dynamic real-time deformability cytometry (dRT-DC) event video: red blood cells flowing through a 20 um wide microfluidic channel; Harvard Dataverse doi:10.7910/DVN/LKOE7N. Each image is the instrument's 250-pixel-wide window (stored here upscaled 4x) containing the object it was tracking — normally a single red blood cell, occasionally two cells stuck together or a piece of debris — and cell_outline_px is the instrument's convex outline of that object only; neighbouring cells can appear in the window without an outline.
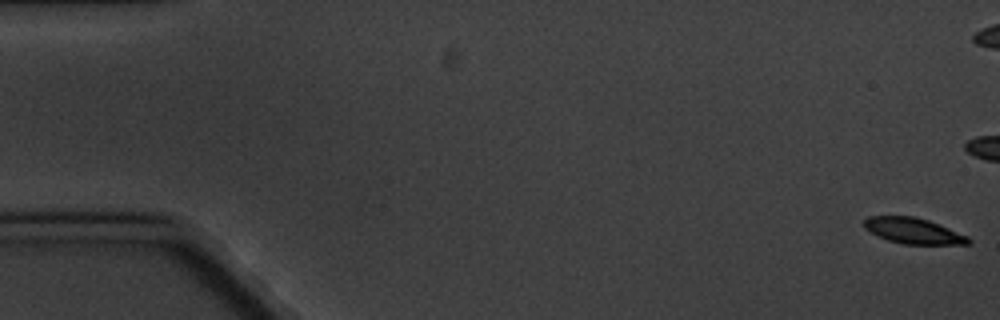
{"species": "common noctule bat (a hibernating species)", "species_latin": "Nyctalus noctula", "temperature_condition": "cold", "stored_images_in_passage": 6, "camera_frame_rate_fps": 3000, "um_per_image_px": 0.085, "animal": {"sex": "male", "body_mass_g": 20.1, "forearm_length_mm": 53.5}, "frame": {"image": 1, "passage_image": 1, "time_ms": 0.0, "image_size_px": [1000, 320], "cell_outline_px": [[972, 240], [968, 244], [904, 244], [888, 240], [864, 228], [864, 220], [868, 216], [916, 216], [928, 220], [968, 236]], "centroid_in_image_um": [77.64, 19.61], "position_along_channel_um": 7.4, "area_um2": 15.49}}